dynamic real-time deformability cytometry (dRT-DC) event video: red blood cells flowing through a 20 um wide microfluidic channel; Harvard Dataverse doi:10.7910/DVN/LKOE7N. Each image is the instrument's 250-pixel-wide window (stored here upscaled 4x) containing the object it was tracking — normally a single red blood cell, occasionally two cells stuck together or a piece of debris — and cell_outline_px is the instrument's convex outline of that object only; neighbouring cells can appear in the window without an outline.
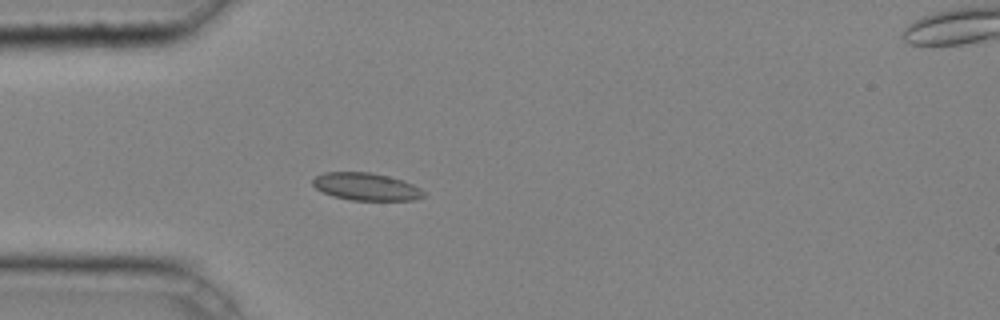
{"species": "common noctule bat (a hibernating species)", "species_latin": "Nyctalus noctula", "temperature_condition": "cold", "stored_images_in_passage": 33, "camera_frame_rate_fps": 3000, "um_per_image_px": 0.085, "animal": {"sex": "male", "body_mass_g": 20.4}, "frame": {"image": 1, "passage_image": 1, "time_ms": 0.0, "image_size_px": [1000, 320], "cell_outline_px": [[428, 196], [416, 200], [352, 200], [332, 196], [316, 188], [312, 184], [312, 180], [316, 176], [324, 172], [372, 172], [404, 180], [420, 188]], "centroid_in_image_um": [31.16, 15.86], "position_along_channel_um": 53.8, "area_um2": 17.92}}
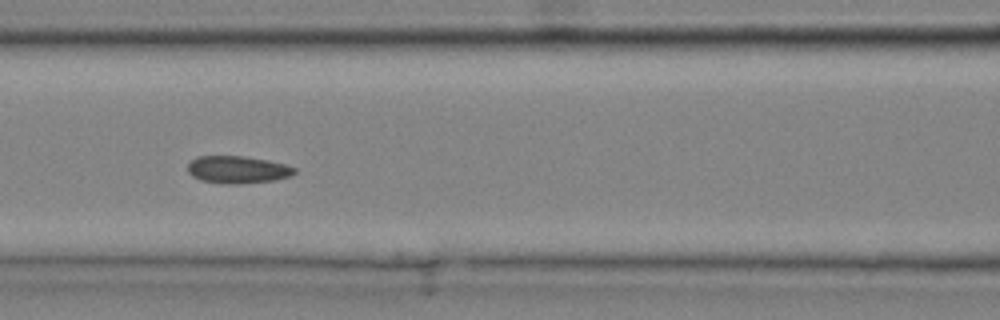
{"frame": {"image": 2, "passage_image": 8, "time_ms": 2.333, "image_size_px": [1000, 320], "cell_outline_px": [[296, 172], [292, 176], [272, 180], [236, 184], [228, 184], [200, 180], [192, 176], [188, 172], [188, 164], [196, 156], [244, 156], [268, 160], [284, 164], [296, 168]], "centroid_in_image_um": [20.19, 14.41], "position_along_channel_um": 146.4, "area_um2": 16.99}}
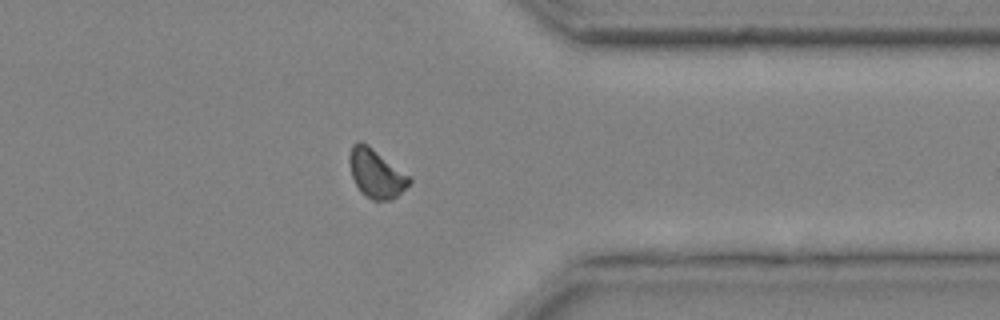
{"frame": {"image": 3, "passage_image": 25, "time_ms": 8.0, "image_size_px": [1000, 320], "cell_outline_px": [[412, 180], [392, 200], [372, 200], [360, 192], [352, 176], [348, 160], [348, 156], [352, 144], [360, 140], [368, 144], [412, 176]], "centroid_in_image_um": [31.97, 14.71], "position_along_channel_um": 379.4, "area_um2": 17.22}, "authors_computed_cell_mechanics": {"area_um2": 16.4152, "velocity_mm_per_s": 4.2498, "shape_relaxation_time_tau1_ms": null, "shape_relaxation_time_tau2_ms": 2.8854, "deformation_change_tau1": null, "deformation_change_tau2": 0.0609}}